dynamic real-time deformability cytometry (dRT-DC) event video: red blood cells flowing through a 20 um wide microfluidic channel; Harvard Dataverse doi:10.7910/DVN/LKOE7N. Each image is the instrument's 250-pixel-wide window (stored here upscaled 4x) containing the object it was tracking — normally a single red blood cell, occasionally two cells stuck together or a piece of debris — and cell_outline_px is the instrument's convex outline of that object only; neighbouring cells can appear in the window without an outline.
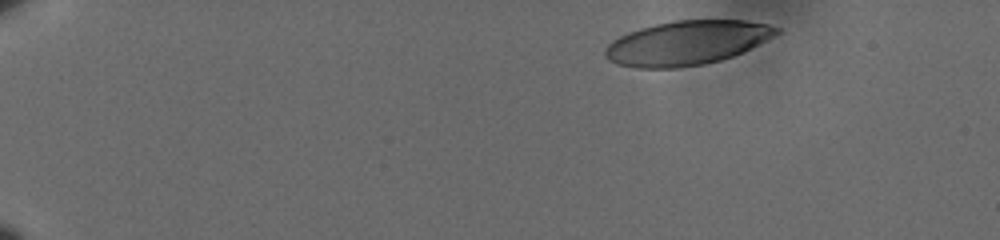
{"species": "human", "species_latin": "Homo sapiens", "temperature_condition": "cold", "stored_images_in_passage": 11, "camera_frame_rate_fps": 3000, "um_per_image_px": 0.085, "donor": {"sex": "male"}, "frame": {"image": 1, "passage_image": 1, "time_ms": 0.0, "image_size_px": [1000, 240], "cell_outline_px": [[780, 32], [732, 56], [720, 60], [704, 64], [676, 68], [636, 68], [620, 64], [608, 60], [604, 56], [604, 48], [612, 40], [628, 32], [640, 28], [672, 20], [744, 20], [768, 24], [780, 28]], "centroid_in_image_um": [58.32, 3.64], "position_along_channel_um": 26.7, "area_um2": 43.81}}
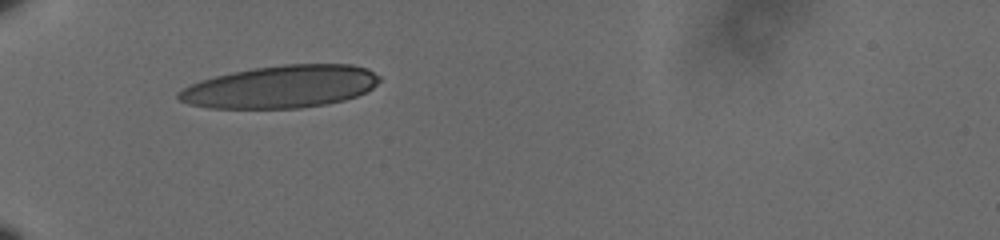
{"frame": {"image": 2, "passage_image": 8, "time_ms": 2.333, "image_size_px": [1000, 240], "cell_outline_px": [[380, 80], [372, 88], [356, 96], [344, 100], [328, 104], [300, 108], [208, 108], [188, 104], [180, 100], [176, 96], [176, 92], [200, 80], [232, 72], [252, 68], [284, 64], [352, 64], [368, 68], [380, 76]], "centroid_in_image_um": [23.88, 7.37], "position_along_channel_um": 61.1, "area_um2": 49.88}}
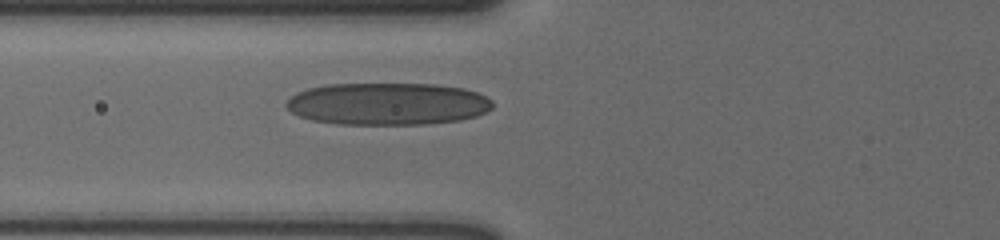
{"frame": {"image": 3, "passage_image": 11, "time_ms": 3.333, "image_size_px": [1000, 240], "cell_outline_px": [[492, 108], [476, 116], [460, 120], [424, 124], [340, 124], [312, 120], [300, 116], [292, 112], [284, 104], [296, 92], [308, 88], [328, 84], [436, 84], [464, 88], [476, 92], [492, 100]], "centroid_in_image_um": [32.94, 8.82], "position_along_channel_um": 92.9, "area_um2": 50.75}}